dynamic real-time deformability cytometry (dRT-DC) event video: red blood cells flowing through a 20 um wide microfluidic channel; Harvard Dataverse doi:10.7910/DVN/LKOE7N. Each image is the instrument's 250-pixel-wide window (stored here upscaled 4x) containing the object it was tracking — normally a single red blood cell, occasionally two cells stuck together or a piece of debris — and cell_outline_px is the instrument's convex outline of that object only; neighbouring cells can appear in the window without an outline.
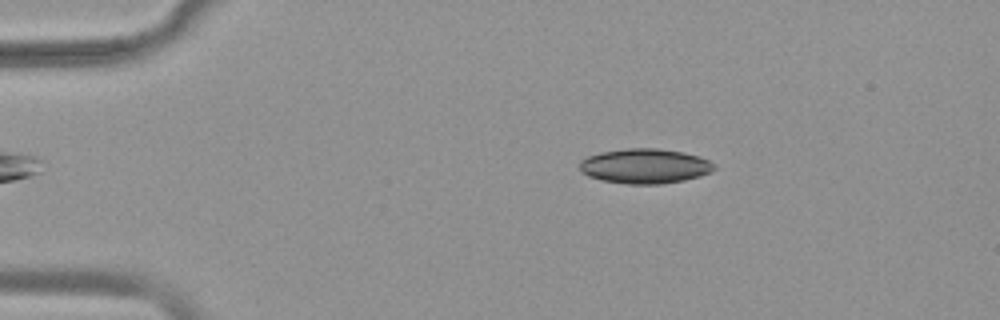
{"species": "common noctule bat (a hibernating species)", "species_latin": "Nyctalus noctula", "temperature_condition": "warm", "stored_images_in_passage": 54, "segment_of_instrument_passage": [1, 2], "camera_frame_rate_fps": 3000, "um_per_image_px": 0.085, "animal": {"sex": "female", "body_mass_g": 19.9}, "frame": {"image": 1, "passage_image": 9, "time_ms": 2.667, "image_size_px": [1000, 320], "cell_outline_px": [[716, 168], [700, 176], [684, 180], [660, 184], [628, 184], [604, 180], [588, 176], [580, 172], [580, 160], [588, 156], [600, 152], [628, 148], [656, 148], [684, 152], [700, 156], [708, 160]], "centroid_in_image_um": [54.79, 14.11], "position_along_channel_um": 30.2, "area_um2": 27.22}}
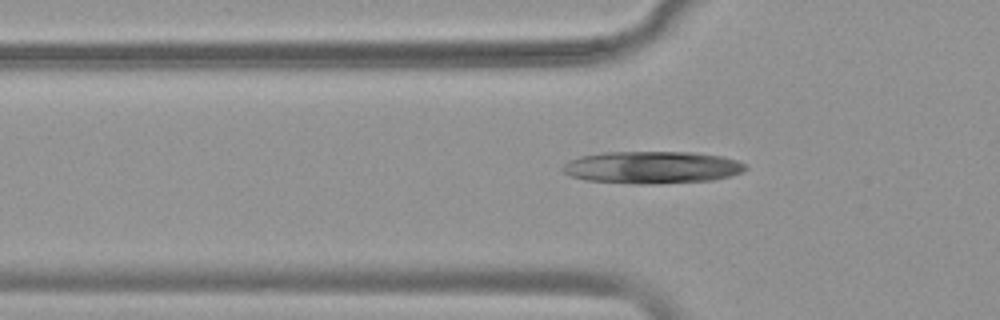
{"frame": {"image": 2, "passage_image": 17, "time_ms": 5.333, "image_size_px": [1000, 320], "cell_outline_px": [[748, 168], [740, 172], [728, 176], [712, 180], [652, 184], [632, 184], [584, 180], [572, 176], [564, 172], [560, 168], [568, 160], [580, 156], [604, 152], [692, 152], [720, 156], [736, 160], [744, 164]], "centroid_in_image_um": [55.36, 14.23], "position_along_channel_um": 70.4, "area_um2": 34.39}}
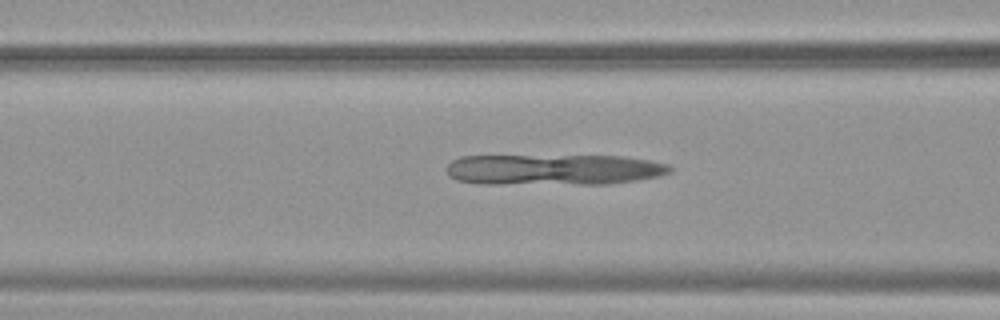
{"frame": {"image": 3, "passage_image": 21, "time_ms": 6.667, "image_size_px": [1000, 320], "cell_outline_px": [[672, 172], [660, 176], [636, 180], [608, 184], [480, 184], [456, 180], [448, 176], [448, 164], [452, 160], [460, 156], [624, 156], [648, 160], [668, 164], [672, 168]], "centroid_in_image_um": [47.06, 14.42], "position_along_channel_um": 119.5, "area_um2": 40.52}}